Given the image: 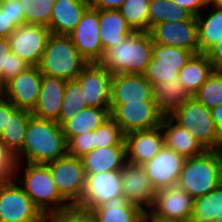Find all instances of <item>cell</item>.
I'll return each mask as SVG.
<instances>
[{
  "mask_svg": "<svg viewBox=\"0 0 222 222\" xmlns=\"http://www.w3.org/2000/svg\"><path fill=\"white\" fill-rule=\"evenodd\" d=\"M67 154V141L62 127L55 121L32 116L26 128L23 149L17 162L48 164ZM21 158V160H20Z\"/></svg>",
  "mask_w": 222,
  "mask_h": 222,
  "instance_id": "1",
  "label": "cell"
},
{
  "mask_svg": "<svg viewBox=\"0 0 222 222\" xmlns=\"http://www.w3.org/2000/svg\"><path fill=\"white\" fill-rule=\"evenodd\" d=\"M153 40L149 32L134 31L104 51L99 64L112 74H144L151 62Z\"/></svg>",
  "mask_w": 222,
  "mask_h": 222,
  "instance_id": "2",
  "label": "cell"
},
{
  "mask_svg": "<svg viewBox=\"0 0 222 222\" xmlns=\"http://www.w3.org/2000/svg\"><path fill=\"white\" fill-rule=\"evenodd\" d=\"M222 184V149L206 150L184 160L177 187L194 199L208 194Z\"/></svg>",
  "mask_w": 222,
  "mask_h": 222,
  "instance_id": "3",
  "label": "cell"
},
{
  "mask_svg": "<svg viewBox=\"0 0 222 222\" xmlns=\"http://www.w3.org/2000/svg\"><path fill=\"white\" fill-rule=\"evenodd\" d=\"M20 163H24L23 178L19 180L18 175H14V178L45 217L71 206L58 193L47 165L17 162L15 174Z\"/></svg>",
  "mask_w": 222,
  "mask_h": 222,
  "instance_id": "4",
  "label": "cell"
},
{
  "mask_svg": "<svg viewBox=\"0 0 222 222\" xmlns=\"http://www.w3.org/2000/svg\"><path fill=\"white\" fill-rule=\"evenodd\" d=\"M87 64L69 35L51 33L38 67L42 75L71 81Z\"/></svg>",
  "mask_w": 222,
  "mask_h": 222,
  "instance_id": "5",
  "label": "cell"
},
{
  "mask_svg": "<svg viewBox=\"0 0 222 222\" xmlns=\"http://www.w3.org/2000/svg\"><path fill=\"white\" fill-rule=\"evenodd\" d=\"M169 117L189 131L206 150L222 149V137L213 121L211 110L194 97L183 102Z\"/></svg>",
  "mask_w": 222,
  "mask_h": 222,
  "instance_id": "6",
  "label": "cell"
},
{
  "mask_svg": "<svg viewBox=\"0 0 222 222\" xmlns=\"http://www.w3.org/2000/svg\"><path fill=\"white\" fill-rule=\"evenodd\" d=\"M45 221L46 217L14 177L0 180V222Z\"/></svg>",
  "mask_w": 222,
  "mask_h": 222,
  "instance_id": "7",
  "label": "cell"
},
{
  "mask_svg": "<svg viewBox=\"0 0 222 222\" xmlns=\"http://www.w3.org/2000/svg\"><path fill=\"white\" fill-rule=\"evenodd\" d=\"M58 193L71 205L77 206L85 187L86 174L81 158L66 154L46 164Z\"/></svg>",
  "mask_w": 222,
  "mask_h": 222,
  "instance_id": "8",
  "label": "cell"
},
{
  "mask_svg": "<svg viewBox=\"0 0 222 222\" xmlns=\"http://www.w3.org/2000/svg\"><path fill=\"white\" fill-rule=\"evenodd\" d=\"M110 116L126 134L159 127L164 114L158 109L155 101H141L110 104Z\"/></svg>",
  "mask_w": 222,
  "mask_h": 222,
  "instance_id": "9",
  "label": "cell"
},
{
  "mask_svg": "<svg viewBox=\"0 0 222 222\" xmlns=\"http://www.w3.org/2000/svg\"><path fill=\"white\" fill-rule=\"evenodd\" d=\"M152 54L151 62L143 74L152 85L164 81H174L175 78H178L180 69L194 55L193 52L179 47H170L154 42Z\"/></svg>",
  "mask_w": 222,
  "mask_h": 222,
  "instance_id": "10",
  "label": "cell"
},
{
  "mask_svg": "<svg viewBox=\"0 0 222 222\" xmlns=\"http://www.w3.org/2000/svg\"><path fill=\"white\" fill-rule=\"evenodd\" d=\"M123 195L122 169L86 175L78 208L91 211L114 197Z\"/></svg>",
  "mask_w": 222,
  "mask_h": 222,
  "instance_id": "11",
  "label": "cell"
},
{
  "mask_svg": "<svg viewBox=\"0 0 222 222\" xmlns=\"http://www.w3.org/2000/svg\"><path fill=\"white\" fill-rule=\"evenodd\" d=\"M149 33L154 43L179 47L199 54L197 17L182 21H166L153 26Z\"/></svg>",
  "mask_w": 222,
  "mask_h": 222,
  "instance_id": "12",
  "label": "cell"
},
{
  "mask_svg": "<svg viewBox=\"0 0 222 222\" xmlns=\"http://www.w3.org/2000/svg\"><path fill=\"white\" fill-rule=\"evenodd\" d=\"M48 27L24 24L9 36L11 52L30 66H38L50 35Z\"/></svg>",
  "mask_w": 222,
  "mask_h": 222,
  "instance_id": "13",
  "label": "cell"
},
{
  "mask_svg": "<svg viewBox=\"0 0 222 222\" xmlns=\"http://www.w3.org/2000/svg\"><path fill=\"white\" fill-rule=\"evenodd\" d=\"M99 10L87 8L69 34L75 47L88 63H99L104 49L100 40Z\"/></svg>",
  "mask_w": 222,
  "mask_h": 222,
  "instance_id": "14",
  "label": "cell"
},
{
  "mask_svg": "<svg viewBox=\"0 0 222 222\" xmlns=\"http://www.w3.org/2000/svg\"><path fill=\"white\" fill-rule=\"evenodd\" d=\"M113 74L99 63H88L78 75L87 106L110 109Z\"/></svg>",
  "mask_w": 222,
  "mask_h": 222,
  "instance_id": "15",
  "label": "cell"
},
{
  "mask_svg": "<svg viewBox=\"0 0 222 222\" xmlns=\"http://www.w3.org/2000/svg\"><path fill=\"white\" fill-rule=\"evenodd\" d=\"M42 74L38 66H31L0 88V93L16 108L32 111L37 103Z\"/></svg>",
  "mask_w": 222,
  "mask_h": 222,
  "instance_id": "16",
  "label": "cell"
},
{
  "mask_svg": "<svg viewBox=\"0 0 222 222\" xmlns=\"http://www.w3.org/2000/svg\"><path fill=\"white\" fill-rule=\"evenodd\" d=\"M194 198L185 190L174 186L157 190L150 212L165 220L190 222Z\"/></svg>",
  "mask_w": 222,
  "mask_h": 222,
  "instance_id": "17",
  "label": "cell"
},
{
  "mask_svg": "<svg viewBox=\"0 0 222 222\" xmlns=\"http://www.w3.org/2000/svg\"><path fill=\"white\" fill-rule=\"evenodd\" d=\"M123 195L130 204L147 212L153 207L156 190L141 165L126 163L122 168Z\"/></svg>",
  "mask_w": 222,
  "mask_h": 222,
  "instance_id": "18",
  "label": "cell"
},
{
  "mask_svg": "<svg viewBox=\"0 0 222 222\" xmlns=\"http://www.w3.org/2000/svg\"><path fill=\"white\" fill-rule=\"evenodd\" d=\"M184 160L185 158L164 145L152 160L142 166L157 191L177 185Z\"/></svg>",
  "mask_w": 222,
  "mask_h": 222,
  "instance_id": "19",
  "label": "cell"
},
{
  "mask_svg": "<svg viewBox=\"0 0 222 222\" xmlns=\"http://www.w3.org/2000/svg\"><path fill=\"white\" fill-rule=\"evenodd\" d=\"M164 145L161 126L128 132L125 134L127 162L142 166L152 160Z\"/></svg>",
  "mask_w": 222,
  "mask_h": 222,
  "instance_id": "20",
  "label": "cell"
},
{
  "mask_svg": "<svg viewBox=\"0 0 222 222\" xmlns=\"http://www.w3.org/2000/svg\"><path fill=\"white\" fill-rule=\"evenodd\" d=\"M154 101L153 85L142 74H113L110 104Z\"/></svg>",
  "mask_w": 222,
  "mask_h": 222,
  "instance_id": "21",
  "label": "cell"
},
{
  "mask_svg": "<svg viewBox=\"0 0 222 222\" xmlns=\"http://www.w3.org/2000/svg\"><path fill=\"white\" fill-rule=\"evenodd\" d=\"M67 81L42 75L37 103L31 111L38 119L57 121Z\"/></svg>",
  "mask_w": 222,
  "mask_h": 222,
  "instance_id": "22",
  "label": "cell"
},
{
  "mask_svg": "<svg viewBox=\"0 0 222 222\" xmlns=\"http://www.w3.org/2000/svg\"><path fill=\"white\" fill-rule=\"evenodd\" d=\"M160 126L164 135L165 146L174 150L183 158L188 159L198 156L206 151L189 131L179 126L169 116L163 117Z\"/></svg>",
  "mask_w": 222,
  "mask_h": 222,
  "instance_id": "23",
  "label": "cell"
},
{
  "mask_svg": "<svg viewBox=\"0 0 222 222\" xmlns=\"http://www.w3.org/2000/svg\"><path fill=\"white\" fill-rule=\"evenodd\" d=\"M81 160L86 175L121 170L127 163L126 146L94 148L82 156Z\"/></svg>",
  "mask_w": 222,
  "mask_h": 222,
  "instance_id": "24",
  "label": "cell"
},
{
  "mask_svg": "<svg viewBox=\"0 0 222 222\" xmlns=\"http://www.w3.org/2000/svg\"><path fill=\"white\" fill-rule=\"evenodd\" d=\"M88 8L86 0H56L48 29L56 35H69Z\"/></svg>",
  "mask_w": 222,
  "mask_h": 222,
  "instance_id": "25",
  "label": "cell"
},
{
  "mask_svg": "<svg viewBox=\"0 0 222 222\" xmlns=\"http://www.w3.org/2000/svg\"><path fill=\"white\" fill-rule=\"evenodd\" d=\"M97 222H142L144 212L124 195L114 197L90 211Z\"/></svg>",
  "mask_w": 222,
  "mask_h": 222,
  "instance_id": "26",
  "label": "cell"
},
{
  "mask_svg": "<svg viewBox=\"0 0 222 222\" xmlns=\"http://www.w3.org/2000/svg\"><path fill=\"white\" fill-rule=\"evenodd\" d=\"M99 23V37L104 51L134 32L118 10H99Z\"/></svg>",
  "mask_w": 222,
  "mask_h": 222,
  "instance_id": "27",
  "label": "cell"
},
{
  "mask_svg": "<svg viewBox=\"0 0 222 222\" xmlns=\"http://www.w3.org/2000/svg\"><path fill=\"white\" fill-rule=\"evenodd\" d=\"M208 15L202 12L197 16L198 42L200 53L205 54L212 46L222 41V8L211 4ZM205 17V18H204Z\"/></svg>",
  "mask_w": 222,
  "mask_h": 222,
  "instance_id": "28",
  "label": "cell"
},
{
  "mask_svg": "<svg viewBox=\"0 0 222 222\" xmlns=\"http://www.w3.org/2000/svg\"><path fill=\"white\" fill-rule=\"evenodd\" d=\"M110 117V109L106 108L88 106L80 110L62 126L66 141L81 133L94 131Z\"/></svg>",
  "mask_w": 222,
  "mask_h": 222,
  "instance_id": "29",
  "label": "cell"
},
{
  "mask_svg": "<svg viewBox=\"0 0 222 222\" xmlns=\"http://www.w3.org/2000/svg\"><path fill=\"white\" fill-rule=\"evenodd\" d=\"M191 97L178 78L153 85V99L164 116H169Z\"/></svg>",
  "mask_w": 222,
  "mask_h": 222,
  "instance_id": "30",
  "label": "cell"
},
{
  "mask_svg": "<svg viewBox=\"0 0 222 222\" xmlns=\"http://www.w3.org/2000/svg\"><path fill=\"white\" fill-rule=\"evenodd\" d=\"M213 70L212 64L205 54H194L187 64L180 69L178 79L193 97Z\"/></svg>",
  "mask_w": 222,
  "mask_h": 222,
  "instance_id": "31",
  "label": "cell"
},
{
  "mask_svg": "<svg viewBox=\"0 0 222 222\" xmlns=\"http://www.w3.org/2000/svg\"><path fill=\"white\" fill-rule=\"evenodd\" d=\"M32 113L26 109L17 108L8 118L0 141L16 156L24 146L25 133Z\"/></svg>",
  "mask_w": 222,
  "mask_h": 222,
  "instance_id": "32",
  "label": "cell"
},
{
  "mask_svg": "<svg viewBox=\"0 0 222 222\" xmlns=\"http://www.w3.org/2000/svg\"><path fill=\"white\" fill-rule=\"evenodd\" d=\"M222 220V184L206 195L194 199L190 222Z\"/></svg>",
  "mask_w": 222,
  "mask_h": 222,
  "instance_id": "33",
  "label": "cell"
},
{
  "mask_svg": "<svg viewBox=\"0 0 222 222\" xmlns=\"http://www.w3.org/2000/svg\"><path fill=\"white\" fill-rule=\"evenodd\" d=\"M149 31L156 24L166 21H182L193 15L172 0H150L149 3Z\"/></svg>",
  "mask_w": 222,
  "mask_h": 222,
  "instance_id": "34",
  "label": "cell"
},
{
  "mask_svg": "<svg viewBox=\"0 0 222 222\" xmlns=\"http://www.w3.org/2000/svg\"><path fill=\"white\" fill-rule=\"evenodd\" d=\"M88 107L84 100L83 90L77 80L67 81L62 107L56 121L61 127L80 110Z\"/></svg>",
  "mask_w": 222,
  "mask_h": 222,
  "instance_id": "35",
  "label": "cell"
},
{
  "mask_svg": "<svg viewBox=\"0 0 222 222\" xmlns=\"http://www.w3.org/2000/svg\"><path fill=\"white\" fill-rule=\"evenodd\" d=\"M30 65L11 52L9 38H0V88Z\"/></svg>",
  "mask_w": 222,
  "mask_h": 222,
  "instance_id": "36",
  "label": "cell"
},
{
  "mask_svg": "<svg viewBox=\"0 0 222 222\" xmlns=\"http://www.w3.org/2000/svg\"><path fill=\"white\" fill-rule=\"evenodd\" d=\"M150 0H125L118 9L133 31L149 32Z\"/></svg>",
  "mask_w": 222,
  "mask_h": 222,
  "instance_id": "37",
  "label": "cell"
},
{
  "mask_svg": "<svg viewBox=\"0 0 222 222\" xmlns=\"http://www.w3.org/2000/svg\"><path fill=\"white\" fill-rule=\"evenodd\" d=\"M25 24L48 27L56 0H20Z\"/></svg>",
  "mask_w": 222,
  "mask_h": 222,
  "instance_id": "38",
  "label": "cell"
},
{
  "mask_svg": "<svg viewBox=\"0 0 222 222\" xmlns=\"http://www.w3.org/2000/svg\"><path fill=\"white\" fill-rule=\"evenodd\" d=\"M193 97L210 110L222 103V74L219 70H213Z\"/></svg>",
  "mask_w": 222,
  "mask_h": 222,
  "instance_id": "39",
  "label": "cell"
},
{
  "mask_svg": "<svg viewBox=\"0 0 222 222\" xmlns=\"http://www.w3.org/2000/svg\"><path fill=\"white\" fill-rule=\"evenodd\" d=\"M94 145L95 148L125 145V133L110 117L94 130Z\"/></svg>",
  "mask_w": 222,
  "mask_h": 222,
  "instance_id": "40",
  "label": "cell"
},
{
  "mask_svg": "<svg viewBox=\"0 0 222 222\" xmlns=\"http://www.w3.org/2000/svg\"><path fill=\"white\" fill-rule=\"evenodd\" d=\"M45 222H97L90 211L70 206L67 209L51 213L46 216Z\"/></svg>",
  "mask_w": 222,
  "mask_h": 222,
  "instance_id": "41",
  "label": "cell"
},
{
  "mask_svg": "<svg viewBox=\"0 0 222 222\" xmlns=\"http://www.w3.org/2000/svg\"><path fill=\"white\" fill-rule=\"evenodd\" d=\"M95 148L94 131H87L67 141V154L81 158Z\"/></svg>",
  "mask_w": 222,
  "mask_h": 222,
  "instance_id": "42",
  "label": "cell"
},
{
  "mask_svg": "<svg viewBox=\"0 0 222 222\" xmlns=\"http://www.w3.org/2000/svg\"><path fill=\"white\" fill-rule=\"evenodd\" d=\"M16 157L0 141V180L13 178L16 169Z\"/></svg>",
  "mask_w": 222,
  "mask_h": 222,
  "instance_id": "43",
  "label": "cell"
},
{
  "mask_svg": "<svg viewBox=\"0 0 222 222\" xmlns=\"http://www.w3.org/2000/svg\"><path fill=\"white\" fill-rule=\"evenodd\" d=\"M0 8L4 9L6 16L16 28L25 24V14L20 0H1Z\"/></svg>",
  "mask_w": 222,
  "mask_h": 222,
  "instance_id": "44",
  "label": "cell"
},
{
  "mask_svg": "<svg viewBox=\"0 0 222 222\" xmlns=\"http://www.w3.org/2000/svg\"><path fill=\"white\" fill-rule=\"evenodd\" d=\"M177 3L180 7L189 11L193 16H198L202 11H205L210 0H172Z\"/></svg>",
  "mask_w": 222,
  "mask_h": 222,
  "instance_id": "45",
  "label": "cell"
},
{
  "mask_svg": "<svg viewBox=\"0 0 222 222\" xmlns=\"http://www.w3.org/2000/svg\"><path fill=\"white\" fill-rule=\"evenodd\" d=\"M17 108L0 93V135L8 123V118Z\"/></svg>",
  "mask_w": 222,
  "mask_h": 222,
  "instance_id": "46",
  "label": "cell"
},
{
  "mask_svg": "<svg viewBox=\"0 0 222 222\" xmlns=\"http://www.w3.org/2000/svg\"><path fill=\"white\" fill-rule=\"evenodd\" d=\"M89 8L98 10H118L125 0H86Z\"/></svg>",
  "mask_w": 222,
  "mask_h": 222,
  "instance_id": "47",
  "label": "cell"
},
{
  "mask_svg": "<svg viewBox=\"0 0 222 222\" xmlns=\"http://www.w3.org/2000/svg\"><path fill=\"white\" fill-rule=\"evenodd\" d=\"M205 55L211 62L214 70L222 68V41L212 46Z\"/></svg>",
  "mask_w": 222,
  "mask_h": 222,
  "instance_id": "48",
  "label": "cell"
},
{
  "mask_svg": "<svg viewBox=\"0 0 222 222\" xmlns=\"http://www.w3.org/2000/svg\"><path fill=\"white\" fill-rule=\"evenodd\" d=\"M16 27L10 22L6 16L4 9L0 8V38H9Z\"/></svg>",
  "mask_w": 222,
  "mask_h": 222,
  "instance_id": "49",
  "label": "cell"
},
{
  "mask_svg": "<svg viewBox=\"0 0 222 222\" xmlns=\"http://www.w3.org/2000/svg\"><path fill=\"white\" fill-rule=\"evenodd\" d=\"M211 115L219 131V134L222 137V103L211 109Z\"/></svg>",
  "mask_w": 222,
  "mask_h": 222,
  "instance_id": "50",
  "label": "cell"
},
{
  "mask_svg": "<svg viewBox=\"0 0 222 222\" xmlns=\"http://www.w3.org/2000/svg\"><path fill=\"white\" fill-rule=\"evenodd\" d=\"M142 222H182L178 220H165L154 216L150 211L144 212Z\"/></svg>",
  "mask_w": 222,
  "mask_h": 222,
  "instance_id": "51",
  "label": "cell"
},
{
  "mask_svg": "<svg viewBox=\"0 0 222 222\" xmlns=\"http://www.w3.org/2000/svg\"><path fill=\"white\" fill-rule=\"evenodd\" d=\"M210 3L222 8V0H210Z\"/></svg>",
  "mask_w": 222,
  "mask_h": 222,
  "instance_id": "52",
  "label": "cell"
},
{
  "mask_svg": "<svg viewBox=\"0 0 222 222\" xmlns=\"http://www.w3.org/2000/svg\"><path fill=\"white\" fill-rule=\"evenodd\" d=\"M208 222H222V220H220L218 218H214V219H212L211 221H208Z\"/></svg>",
  "mask_w": 222,
  "mask_h": 222,
  "instance_id": "53",
  "label": "cell"
}]
</instances>
